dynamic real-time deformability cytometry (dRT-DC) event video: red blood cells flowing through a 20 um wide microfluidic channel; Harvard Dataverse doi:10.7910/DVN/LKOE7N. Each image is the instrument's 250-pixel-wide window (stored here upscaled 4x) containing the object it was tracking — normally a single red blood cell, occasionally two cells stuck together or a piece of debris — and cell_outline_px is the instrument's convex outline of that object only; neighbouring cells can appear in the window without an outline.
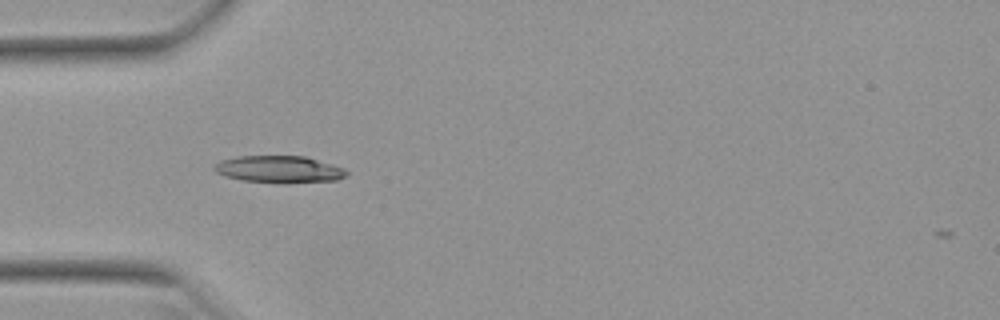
{"species": "Egyptian fruit bat (a non-hibernating species)", "species_latin": "Rousettus aegyptiacus", "temperature_condition": "warm", "stored_images_in_passage": 37, "camera_frame_rate_fps": 3000, "um_per_image_px": 0.085, "animal": {"sex": "female"}, "frame": {"image": 1, "passage_image": 1, "time_ms": 0.0, "image_size_px": [1000, 320], "cell_outline_px": [[348, 176], [336, 180], [288, 184], [280, 184], [240, 180], [224, 176], [216, 172], [212, 168], [212, 164], [220, 160], [236, 156], [304, 156], [332, 164], [344, 168], [348, 172]], "centroid_in_image_um": [23.7, 14.41], "position_along_channel_um": 61.3, "area_um2": 21.39}}
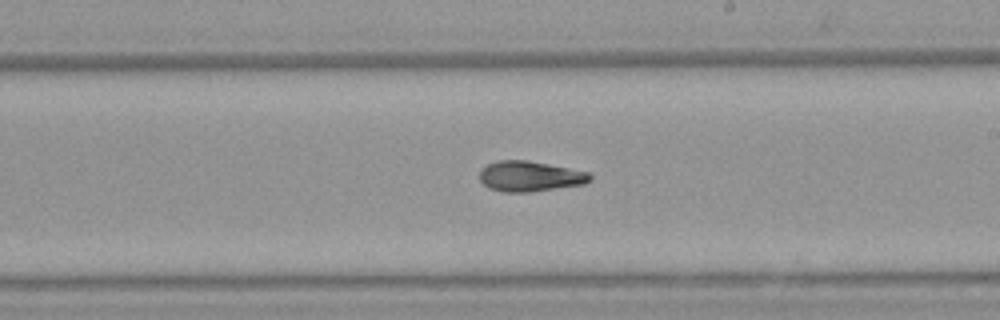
{"frame": {"image": 2, "passage_image": 15, "time_ms": 4.667, "image_size_px": [1000, 320], "cell_outline_px": [[592, 180], [584, 184], [528, 192], [504, 192], [488, 188], [480, 180], [480, 168], [496, 160], [528, 160], [592, 172]], "centroid_in_image_um": [45.06, 14.97], "position_along_channel_um": 243.9, "area_um2": 19.77}}
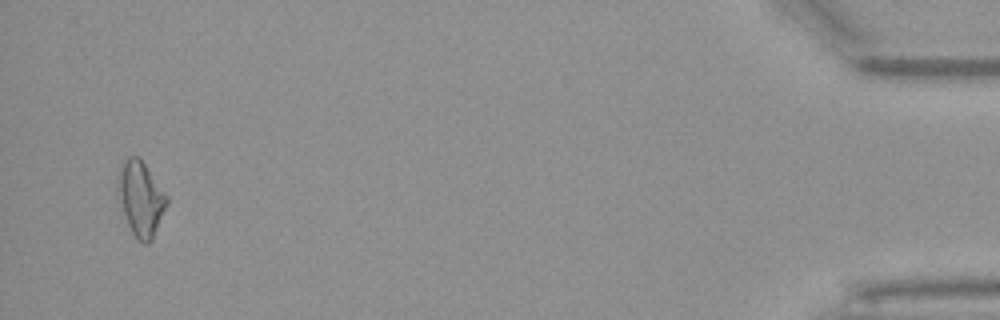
{"frame": {"image": 3, "passage_image": 35, "time_ms": 11.333, "image_size_px": [1000, 320], "cell_outline_px": [[168, 204], [152, 240], [148, 244], [144, 244], [132, 232], [128, 224], [116, 188], [116, 184], [120, 164], [128, 156], [140, 156], [168, 196]], "centroid_in_image_um": [11.97, 16.83], "position_along_channel_um": 423.2, "area_um2": 21.39}, "authors_computed_cell_mechanics": {"area_um2": 19.4208, "velocity_mm_per_s": 3.9594, "shape_relaxation_time_tau1_ms": null, "shape_relaxation_time_tau2_ms": 4.0104, "deformation_change_tau1": null, "deformation_change_tau2": 0.1103}}